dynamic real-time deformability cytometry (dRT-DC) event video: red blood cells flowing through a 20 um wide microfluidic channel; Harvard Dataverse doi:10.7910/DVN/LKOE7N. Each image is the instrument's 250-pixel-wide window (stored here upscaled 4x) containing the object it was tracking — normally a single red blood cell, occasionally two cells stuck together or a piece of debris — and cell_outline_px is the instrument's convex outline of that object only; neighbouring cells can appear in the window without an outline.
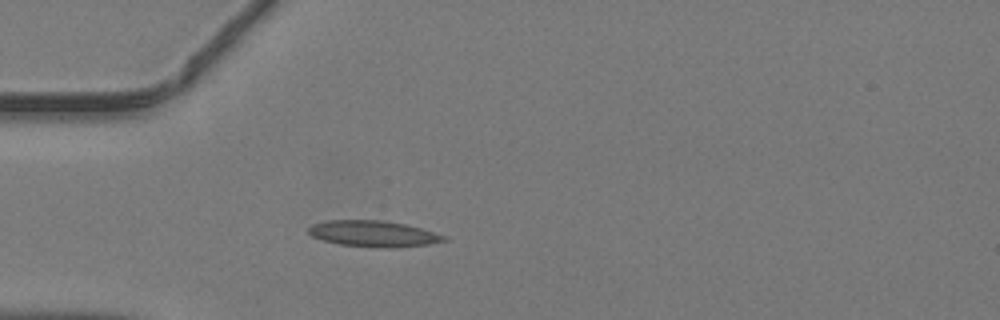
{"species": "common noctule bat (a hibernating species)", "species_latin": "Nyctalus noctula", "temperature_condition": "warm", "stored_images_in_passage": 27, "camera_frame_rate_fps": 3000, "um_per_image_px": 0.085, "animal": {"sex": "male", "body_mass_g": 19.2, "forearm_length_mm": 51.8}, "frame": {"image": 1, "passage_image": 1, "time_ms": 0.0, "image_size_px": [1000, 320], "cell_outline_px": [[448, 240], [428, 244], [392, 248], [376, 248], [340, 244], [324, 240], [312, 236], [308, 232], [308, 228], [312, 224], [324, 220], [384, 220], [408, 224], [444, 236]], "centroid_in_image_um": [31.71, 19.86], "position_along_channel_um": 53.3, "area_um2": 20.63}}
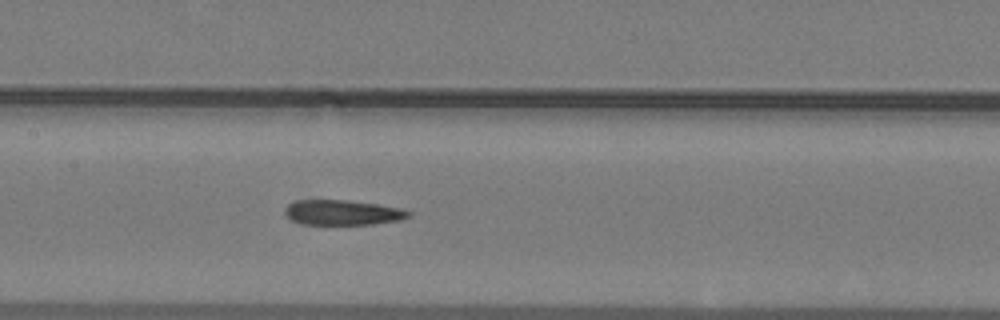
{"frame": {"image": 2, "passage_image": 10, "time_ms": 3.0, "image_size_px": [1000, 320], "cell_outline_px": [[412, 216], [400, 220], [372, 224], [304, 224], [292, 220], [284, 212], [284, 208], [288, 204], [296, 200], [348, 200], [404, 208], [412, 212]], "centroid_in_image_um": [29.17, 18.06], "position_along_channel_um": 178.2, "area_um2": 18.15}}
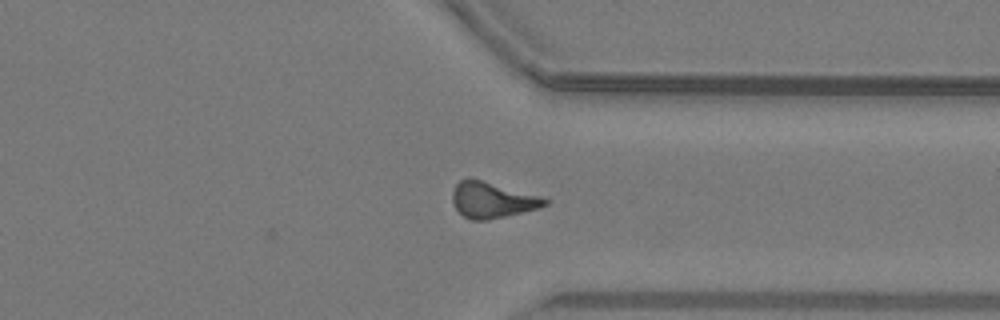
{"frame": {"image": 3, "passage_image": 23, "time_ms": 7.333, "image_size_px": [1000, 320], "cell_outline_px": [[548, 204], [540, 208], [488, 220], [472, 220], [464, 216], [452, 204], [452, 192], [456, 184], [460, 180], [468, 176], [540, 196], [548, 200]], "centroid_in_image_um": [41.81, 16.99], "position_along_channel_um": 369.6, "area_um2": 19.36}}